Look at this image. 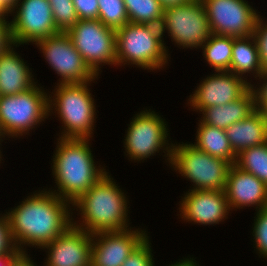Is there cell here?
I'll return each instance as SVG.
<instances>
[{
  "mask_svg": "<svg viewBox=\"0 0 267 266\" xmlns=\"http://www.w3.org/2000/svg\"><path fill=\"white\" fill-rule=\"evenodd\" d=\"M70 204L50 190H39L6 212L17 249L26 252L23 248L26 244L41 248L62 235L72 226Z\"/></svg>",
  "mask_w": 267,
  "mask_h": 266,
  "instance_id": "obj_1",
  "label": "cell"
},
{
  "mask_svg": "<svg viewBox=\"0 0 267 266\" xmlns=\"http://www.w3.org/2000/svg\"><path fill=\"white\" fill-rule=\"evenodd\" d=\"M89 140L58 138L53 155L52 173L58 189L51 192L71 204L107 173L95 166Z\"/></svg>",
  "mask_w": 267,
  "mask_h": 266,
  "instance_id": "obj_2",
  "label": "cell"
},
{
  "mask_svg": "<svg viewBox=\"0 0 267 266\" xmlns=\"http://www.w3.org/2000/svg\"><path fill=\"white\" fill-rule=\"evenodd\" d=\"M71 205L82 217L72 225L87 233L130 229L126 196L108 172Z\"/></svg>",
  "mask_w": 267,
  "mask_h": 266,
  "instance_id": "obj_3",
  "label": "cell"
},
{
  "mask_svg": "<svg viewBox=\"0 0 267 266\" xmlns=\"http://www.w3.org/2000/svg\"><path fill=\"white\" fill-rule=\"evenodd\" d=\"M160 26L128 22L116 30V65L162 69L169 58Z\"/></svg>",
  "mask_w": 267,
  "mask_h": 266,
  "instance_id": "obj_4",
  "label": "cell"
},
{
  "mask_svg": "<svg viewBox=\"0 0 267 266\" xmlns=\"http://www.w3.org/2000/svg\"><path fill=\"white\" fill-rule=\"evenodd\" d=\"M88 83L90 84L91 81L57 84L54 97L49 94V112L53 113L52 110L55 108L64 126V131L59 138L90 139L92 137L96 108L92 94L87 87L90 86Z\"/></svg>",
  "mask_w": 267,
  "mask_h": 266,
  "instance_id": "obj_5",
  "label": "cell"
},
{
  "mask_svg": "<svg viewBox=\"0 0 267 266\" xmlns=\"http://www.w3.org/2000/svg\"><path fill=\"white\" fill-rule=\"evenodd\" d=\"M174 170L193 182L189 190H225L231 164L213 157L192 144L172 143L170 164Z\"/></svg>",
  "mask_w": 267,
  "mask_h": 266,
  "instance_id": "obj_6",
  "label": "cell"
},
{
  "mask_svg": "<svg viewBox=\"0 0 267 266\" xmlns=\"http://www.w3.org/2000/svg\"><path fill=\"white\" fill-rule=\"evenodd\" d=\"M35 85L31 89L10 96H0V139L6 136L17 138L48 118L47 95Z\"/></svg>",
  "mask_w": 267,
  "mask_h": 266,
  "instance_id": "obj_7",
  "label": "cell"
},
{
  "mask_svg": "<svg viewBox=\"0 0 267 266\" xmlns=\"http://www.w3.org/2000/svg\"><path fill=\"white\" fill-rule=\"evenodd\" d=\"M160 28L183 48H200L213 34L201 0L164 7Z\"/></svg>",
  "mask_w": 267,
  "mask_h": 266,
  "instance_id": "obj_8",
  "label": "cell"
},
{
  "mask_svg": "<svg viewBox=\"0 0 267 266\" xmlns=\"http://www.w3.org/2000/svg\"><path fill=\"white\" fill-rule=\"evenodd\" d=\"M66 33L96 76L101 65H116V31L106 27L99 19L79 20Z\"/></svg>",
  "mask_w": 267,
  "mask_h": 266,
  "instance_id": "obj_9",
  "label": "cell"
},
{
  "mask_svg": "<svg viewBox=\"0 0 267 266\" xmlns=\"http://www.w3.org/2000/svg\"><path fill=\"white\" fill-rule=\"evenodd\" d=\"M164 120L150 109L144 110L132 118L124 141L128 157L141 161L159 153L162 149L164 153H167L166 157L170 164L172 143H168L169 133Z\"/></svg>",
  "mask_w": 267,
  "mask_h": 266,
  "instance_id": "obj_10",
  "label": "cell"
},
{
  "mask_svg": "<svg viewBox=\"0 0 267 266\" xmlns=\"http://www.w3.org/2000/svg\"><path fill=\"white\" fill-rule=\"evenodd\" d=\"M34 44L40 48L51 68L60 75L58 84L85 83L98 77L85 64L66 32L49 36Z\"/></svg>",
  "mask_w": 267,
  "mask_h": 266,
  "instance_id": "obj_11",
  "label": "cell"
},
{
  "mask_svg": "<svg viewBox=\"0 0 267 266\" xmlns=\"http://www.w3.org/2000/svg\"><path fill=\"white\" fill-rule=\"evenodd\" d=\"M12 12L15 14L10 22V28L15 47L24 43L34 44L60 33L54 23L48 0H18Z\"/></svg>",
  "mask_w": 267,
  "mask_h": 266,
  "instance_id": "obj_12",
  "label": "cell"
},
{
  "mask_svg": "<svg viewBox=\"0 0 267 266\" xmlns=\"http://www.w3.org/2000/svg\"><path fill=\"white\" fill-rule=\"evenodd\" d=\"M213 34L246 37L254 33L257 14L245 0H201Z\"/></svg>",
  "mask_w": 267,
  "mask_h": 266,
  "instance_id": "obj_13",
  "label": "cell"
},
{
  "mask_svg": "<svg viewBox=\"0 0 267 266\" xmlns=\"http://www.w3.org/2000/svg\"><path fill=\"white\" fill-rule=\"evenodd\" d=\"M147 237L144 230H132L131 227L130 230L94 233L91 266H121Z\"/></svg>",
  "mask_w": 267,
  "mask_h": 266,
  "instance_id": "obj_14",
  "label": "cell"
},
{
  "mask_svg": "<svg viewBox=\"0 0 267 266\" xmlns=\"http://www.w3.org/2000/svg\"><path fill=\"white\" fill-rule=\"evenodd\" d=\"M237 76L230 71H217V74L207 76L199 84L189 104L200 112L203 109L225 105L240 98L249 88L251 82Z\"/></svg>",
  "mask_w": 267,
  "mask_h": 266,
  "instance_id": "obj_15",
  "label": "cell"
},
{
  "mask_svg": "<svg viewBox=\"0 0 267 266\" xmlns=\"http://www.w3.org/2000/svg\"><path fill=\"white\" fill-rule=\"evenodd\" d=\"M93 234L70 226L42 248L47 249L45 266H91Z\"/></svg>",
  "mask_w": 267,
  "mask_h": 266,
  "instance_id": "obj_16",
  "label": "cell"
},
{
  "mask_svg": "<svg viewBox=\"0 0 267 266\" xmlns=\"http://www.w3.org/2000/svg\"><path fill=\"white\" fill-rule=\"evenodd\" d=\"M180 207L183 220L200 225L219 224L230 211L224 190H190L182 198Z\"/></svg>",
  "mask_w": 267,
  "mask_h": 266,
  "instance_id": "obj_17",
  "label": "cell"
},
{
  "mask_svg": "<svg viewBox=\"0 0 267 266\" xmlns=\"http://www.w3.org/2000/svg\"><path fill=\"white\" fill-rule=\"evenodd\" d=\"M224 191L230 209L253 205L256 210L267 207V185L235 164L229 167Z\"/></svg>",
  "mask_w": 267,
  "mask_h": 266,
  "instance_id": "obj_18",
  "label": "cell"
},
{
  "mask_svg": "<svg viewBox=\"0 0 267 266\" xmlns=\"http://www.w3.org/2000/svg\"><path fill=\"white\" fill-rule=\"evenodd\" d=\"M11 45L0 55V96L16 95L36 85L31 69Z\"/></svg>",
  "mask_w": 267,
  "mask_h": 266,
  "instance_id": "obj_19",
  "label": "cell"
},
{
  "mask_svg": "<svg viewBox=\"0 0 267 266\" xmlns=\"http://www.w3.org/2000/svg\"><path fill=\"white\" fill-rule=\"evenodd\" d=\"M225 131L230 145L237 155L245 149L267 142V115L255 110Z\"/></svg>",
  "mask_w": 267,
  "mask_h": 266,
  "instance_id": "obj_20",
  "label": "cell"
},
{
  "mask_svg": "<svg viewBox=\"0 0 267 266\" xmlns=\"http://www.w3.org/2000/svg\"><path fill=\"white\" fill-rule=\"evenodd\" d=\"M255 111V98L249 88L240 98L225 105L212 106L203 109L204 124L226 130L232 124L243 120Z\"/></svg>",
  "mask_w": 267,
  "mask_h": 266,
  "instance_id": "obj_21",
  "label": "cell"
},
{
  "mask_svg": "<svg viewBox=\"0 0 267 266\" xmlns=\"http://www.w3.org/2000/svg\"><path fill=\"white\" fill-rule=\"evenodd\" d=\"M229 71L240 77L250 72L256 74V77H259L264 72L254 35L233 37Z\"/></svg>",
  "mask_w": 267,
  "mask_h": 266,
  "instance_id": "obj_22",
  "label": "cell"
},
{
  "mask_svg": "<svg viewBox=\"0 0 267 266\" xmlns=\"http://www.w3.org/2000/svg\"><path fill=\"white\" fill-rule=\"evenodd\" d=\"M196 143L193 145L207 154L222 158L231 165L235 164L237 155L233 151L226 131L200 121L197 130Z\"/></svg>",
  "mask_w": 267,
  "mask_h": 266,
  "instance_id": "obj_23",
  "label": "cell"
},
{
  "mask_svg": "<svg viewBox=\"0 0 267 266\" xmlns=\"http://www.w3.org/2000/svg\"><path fill=\"white\" fill-rule=\"evenodd\" d=\"M233 37L212 34L202 45L205 60L215 71H229L231 66Z\"/></svg>",
  "mask_w": 267,
  "mask_h": 266,
  "instance_id": "obj_24",
  "label": "cell"
},
{
  "mask_svg": "<svg viewBox=\"0 0 267 266\" xmlns=\"http://www.w3.org/2000/svg\"><path fill=\"white\" fill-rule=\"evenodd\" d=\"M129 22L160 26L164 7L159 0H124Z\"/></svg>",
  "mask_w": 267,
  "mask_h": 266,
  "instance_id": "obj_25",
  "label": "cell"
},
{
  "mask_svg": "<svg viewBox=\"0 0 267 266\" xmlns=\"http://www.w3.org/2000/svg\"><path fill=\"white\" fill-rule=\"evenodd\" d=\"M235 165L267 185V142L241 151L237 154Z\"/></svg>",
  "mask_w": 267,
  "mask_h": 266,
  "instance_id": "obj_26",
  "label": "cell"
},
{
  "mask_svg": "<svg viewBox=\"0 0 267 266\" xmlns=\"http://www.w3.org/2000/svg\"><path fill=\"white\" fill-rule=\"evenodd\" d=\"M98 19L115 31L129 22L124 0H98Z\"/></svg>",
  "mask_w": 267,
  "mask_h": 266,
  "instance_id": "obj_27",
  "label": "cell"
},
{
  "mask_svg": "<svg viewBox=\"0 0 267 266\" xmlns=\"http://www.w3.org/2000/svg\"><path fill=\"white\" fill-rule=\"evenodd\" d=\"M53 20L60 32H67L79 18L72 0H48Z\"/></svg>",
  "mask_w": 267,
  "mask_h": 266,
  "instance_id": "obj_28",
  "label": "cell"
},
{
  "mask_svg": "<svg viewBox=\"0 0 267 266\" xmlns=\"http://www.w3.org/2000/svg\"><path fill=\"white\" fill-rule=\"evenodd\" d=\"M257 211L252 235L259 256L267 258V207Z\"/></svg>",
  "mask_w": 267,
  "mask_h": 266,
  "instance_id": "obj_29",
  "label": "cell"
},
{
  "mask_svg": "<svg viewBox=\"0 0 267 266\" xmlns=\"http://www.w3.org/2000/svg\"><path fill=\"white\" fill-rule=\"evenodd\" d=\"M147 237L121 266H154L151 246Z\"/></svg>",
  "mask_w": 267,
  "mask_h": 266,
  "instance_id": "obj_30",
  "label": "cell"
},
{
  "mask_svg": "<svg viewBox=\"0 0 267 266\" xmlns=\"http://www.w3.org/2000/svg\"><path fill=\"white\" fill-rule=\"evenodd\" d=\"M17 249L10 230L7 214L0 217V254H20Z\"/></svg>",
  "mask_w": 267,
  "mask_h": 266,
  "instance_id": "obj_31",
  "label": "cell"
},
{
  "mask_svg": "<svg viewBox=\"0 0 267 266\" xmlns=\"http://www.w3.org/2000/svg\"><path fill=\"white\" fill-rule=\"evenodd\" d=\"M259 15L254 29V37L257 43L260 61L264 71H267V24L263 23Z\"/></svg>",
  "mask_w": 267,
  "mask_h": 266,
  "instance_id": "obj_32",
  "label": "cell"
},
{
  "mask_svg": "<svg viewBox=\"0 0 267 266\" xmlns=\"http://www.w3.org/2000/svg\"><path fill=\"white\" fill-rule=\"evenodd\" d=\"M79 20H94L99 16L98 0H72Z\"/></svg>",
  "mask_w": 267,
  "mask_h": 266,
  "instance_id": "obj_33",
  "label": "cell"
},
{
  "mask_svg": "<svg viewBox=\"0 0 267 266\" xmlns=\"http://www.w3.org/2000/svg\"><path fill=\"white\" fill-rule=\"evenodd\" d=\"M259 79H263L262 85H260L259 88H256L254 87L255 84H251L250 88L252 89L255 98V110L267 115V71H264L259 76Z\"/></svg>",
  "mask_w": 267,
  "mask_h": 266,
  "instance_id": "obj_34",
  "label": "cell"
},
{
  "mask_svg": "<svg viewBox=\"0 0 267 266\" xmlns=\"http://www.w3.org/2000/svg\"><path fill=\"white\" fill-rule=\"evenodd\" d=\"M11 45H13L11 37V28L9 21L5 17L0 16V55L3 54Z\"/></svg>",
  "mask_w": 267,
  "mask_h": 266,
  "instance_id": "obj_35",
  "label": "cell"
},
{
  "mask_svg": "<svg viewBox=\"0 0 267 266\" xmlns=\"http://www.w3.org/2000/svg\"><path fill=\"white\" fill-rule=\"evenodd\" d=\"M10 266H37L34 264L33 260L26 254V252H21L10 264Z\"/></svg>",
  "mask_w": 267,
  "mask_h": 266,
  "instance_id": "obj_36",
  "label": "cell"
},
{
  "mask_svg": "<svg viewBox=\"0 0 267 266\" xmlns=\"http://www.w3.org/2000/svg\"><path fill=\"white\" fill-rule=\"evenodd\" d=\"M18 0H2V13L5 16L12 14V9Z\"/></svg>",
  "mask_w": 267,
  "mask_h": 266,
  "instance_id": "obj_37",
  "label": "cell"
},
{
  "mask_svg": "<svg viewBox=\"0 0 267 266\" xmlns=\"http://www.w3.org/2000/svg\"><path fill=\"white\" fill-rule=\"evenodd\" d=\"M19 254H0V266H10Z\"/></svg>",
  "mask_w": 267,
  "mask_h": 266,
  "instance_id": "obj_38",
  "label": "cell"
},
{
  "mask_svg": "<svg viewBox=\"0 0 267 266\" xmlns=\"http://www.w3.org/2000/svg\"><path fill=\"white\" fill-rule=\"evenodd\" d=\"M197 261H195V259H184V260H180L179 262H176L174 264H171L169 266H199V264L197 265L196 263Z\"/></svg>",
  "mask_w": 267,
  "mask_h": 266,
  "instance_id": "obj_39",
  "label": "cell"
},
{
  "mask_svg": "<svg viewBox=\"0 0 267 266\" xmlns=\"http://www.w3.org/2000/svg\"><path fill=\"white\" fill-rule=\"evenodd\" d=\"M0 16H1V17H6V16L2 13V0H0Z\"/></svg>",
  "mask_w": 267,
  "mask_h": 266,
  "instance_id": "obj_40",
  "label": "cell"
},
{
  "mask_svg": "<svg viewBox=\"0 0 267 266\" xmlns=\"http://www.w3.org/2000/svg\"><path fill=\"white\" fill-rule=\"evenodd\" d=\"M0 142H2L1 139H0ZM0 144H1V143H0ZM1 153H2V152H1V150H0V161L2 160V159H1V158H2V157H1Z\"/></svg>",
  "mask_w": 267,
  "mask_h": 266,
  "instance_id": "obj_41",
  "label": "cell"
}]
</instances>
